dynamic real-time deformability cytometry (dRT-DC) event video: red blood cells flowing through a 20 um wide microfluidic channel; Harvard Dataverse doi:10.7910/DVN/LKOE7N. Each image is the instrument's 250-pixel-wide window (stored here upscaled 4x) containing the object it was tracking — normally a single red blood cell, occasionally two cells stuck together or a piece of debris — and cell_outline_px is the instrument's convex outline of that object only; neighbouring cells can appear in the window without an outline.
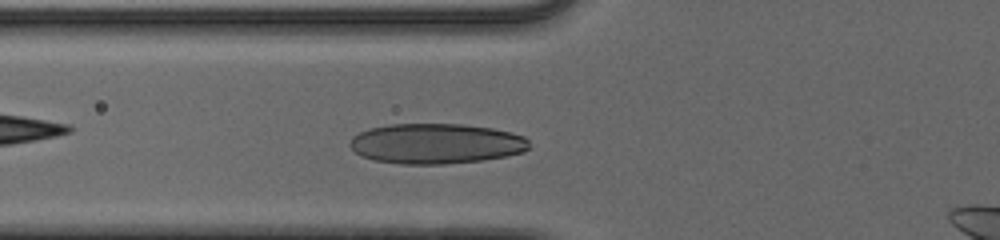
{"species": "human", "species_latin": "Homo sapiens", "temperature_condition": "cold", "stored_images_in_passage": 42, "camera_frame_rate_fps": 3000, "um_per_image_px": 0.085, "donor": {"sex": "male"}, "frame": {"image": 1, "passage_image": 13, "time_ms": 4.0, "image_size_px": [1000, 240], "cell_outline_px": [[528, 148], [524, 152], [504, 156], [480, 160], [444, 164], [400, 164], [372, 160], [360, 156], [348, 144], [352, 136], [368, 128], [392, 124], [464, 124], [492, 128], [524, 136], [528, 140]], "centroid_in_image_um": [37.01, 12.2], "position_along_channel_um": 88.8, "area_um2": 42.08}}
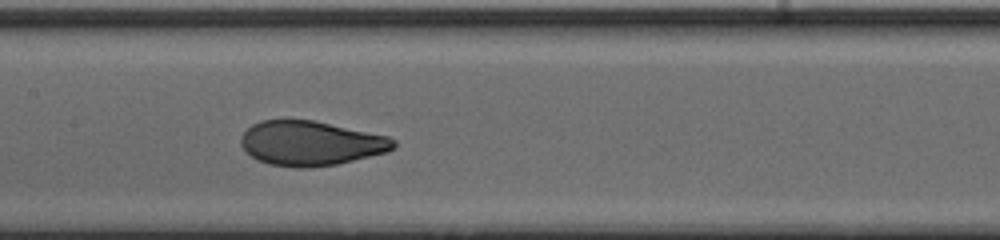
{"frame": {"image": 2, "passage_image": 20, "time_ms": 6.333, "image_size_px": [1000, 240], "cell_outline_px": [[396, 148], [388, 152], [336, 164], [268, 164], [252, 156], [240, 144], [240, 140], [244, 132], [252, 124], [260, 120], [312, 120], [388, 136], [396, 140]], "centroid_in_image_um": [26.45, 12.12], "position_along_channel_um": 180.9, "area_um2": 38.38}}
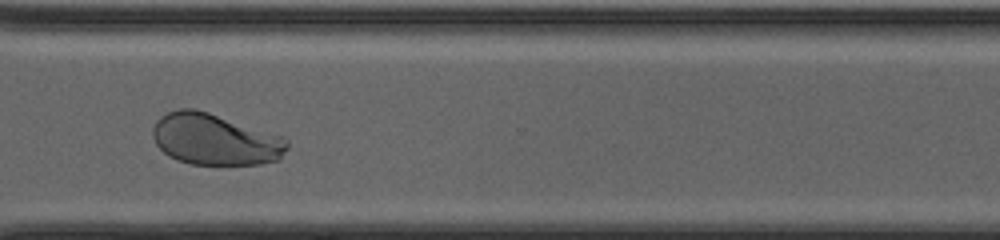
{"frame": {"image": 3, "passage_image": 33, "time_ms": 10.667, "image_size_px": [1000, 240], "cell_outline_px": [[288, 148], [280, 160], [260, 164], [192, 164], [176, 160], [168, 156], [156, 144], [152, 136], [152, 128], [156, 120], [160, 116], [168, 112], [180, 108], [196, 108], [284, 136], [288, 140]], "centroid_in_image_um": [18.28, 11.84], "position_along_channel_um": 352.3, "area_um2": 40.63}}